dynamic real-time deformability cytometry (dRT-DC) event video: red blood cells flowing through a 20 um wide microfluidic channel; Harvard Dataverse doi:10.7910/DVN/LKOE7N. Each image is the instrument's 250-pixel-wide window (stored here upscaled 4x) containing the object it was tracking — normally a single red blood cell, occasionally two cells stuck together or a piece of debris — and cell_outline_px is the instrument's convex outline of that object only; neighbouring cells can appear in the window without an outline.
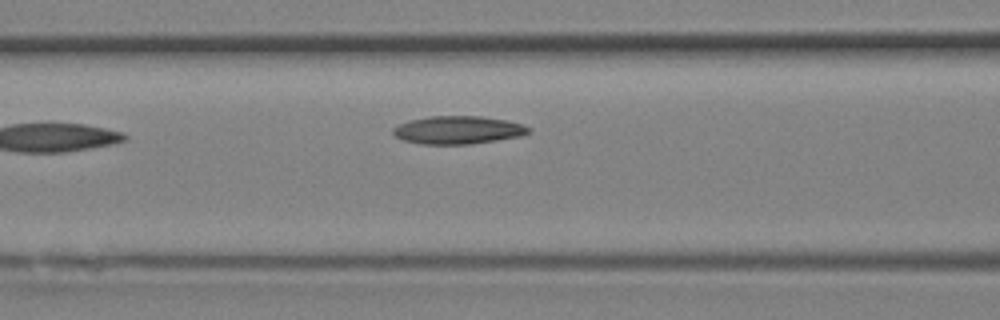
{"species": "Egyptian fruit bat (a non-hibernating species)", "species_latin": "Rousettus aegyptiacus", "temperature_condition": "room temperature", "stored_images_in_passage": 5, "camera_frame_rate_fps": 3000, "um_per_image_px": 0.085, "animal": {"sex": "female"}, "frame": {"image": 1, "passage_image": 5, "time_ms": 1.333, "image_size_px": [1000, 320], "cell_outline_px": [[532, 132], [520, 136], [472, 144], [420, 144], [404, 140], [396, 136], [392, 132], [392, 128], [400, 124], [412, 120], [428, 116], [480, 116], [504, 120], [524, 124]], "centroid_in_image_um": [38.94, 11.05], "position_along_channel_um": 127.7, "area_um2": 21.96}}